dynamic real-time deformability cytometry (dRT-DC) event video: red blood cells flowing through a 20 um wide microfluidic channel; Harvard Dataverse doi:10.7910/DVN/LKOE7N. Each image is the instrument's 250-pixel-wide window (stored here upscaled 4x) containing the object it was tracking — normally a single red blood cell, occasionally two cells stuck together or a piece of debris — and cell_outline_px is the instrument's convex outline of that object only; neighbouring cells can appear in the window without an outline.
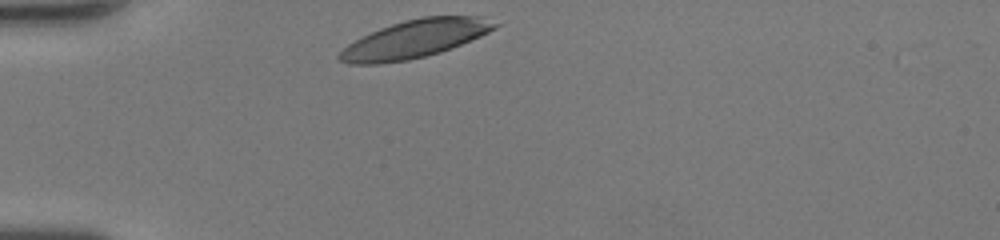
{"species": "human", "species_latin": "Homo sapiens", "temperature_condition": "room temperature", "stored_images_in_passage": 28, "camera_frame_rate_fps": 3000, "um_per_image_px": 0.085, "donor": {"sex": "female"}, "frame": {"image": 1, "passage_image": 1, "time_ms": 0.0, "image_size_px": [1000, 240], "cell_outline_px": [[500, 24], [496, 28], [480, 36], [440, 52], [408, 60], [380, 64], [348, 64], [340, 60], [336, 56], [348, 44], [380, 28], [404, 20], [424, 16], [476, 16]], "centroid_in_image_um": [35.23, 3.32], "position_along_channel_um": 49.8, "area_um2": 33.81}}
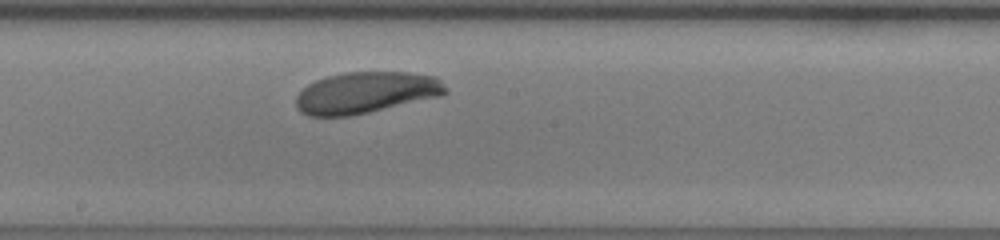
{"frame": {"image": 2, "passage_image": 15, "time_ms": 4.667, "image_size_px": [1000, 240], "cell_outline_px": [[448, 92], [444, 96], [368, 112], [348, 116], [308, 116], [300, 112], [296, 108], [296, 96], [308, 84], [316, 80], [328, 76], [344, 72], [408, 72], [436, 76], [448, 88]], "centroid_in_image_um": [31.14, 7.87], "position_along_channel_um": 217.1, "area_um2": 36.36}}
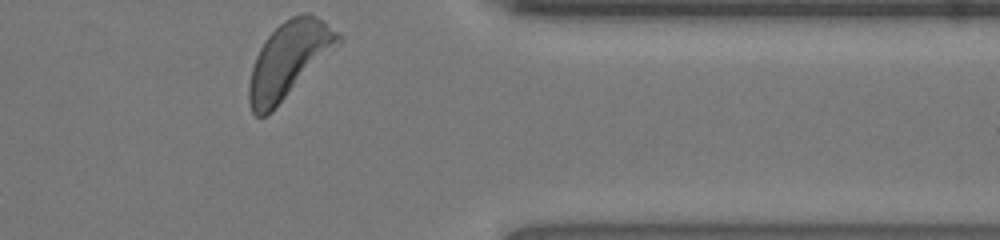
{"frame": {"image": 3, "passage_image": 28, "time_ms": 9.0, "image_size_px": [1000, 240], "cell_outline_px": [[344, 40], [272, 112], [264, 116], [256, 116], [252, 112], [248, 100], [248, 84], [252, 68], [256, 56], [264, 40], [284, 20], [292, 16], [304, 12], [308, 12], [320, 20], [336, 32]], "centroid_in_image_um": [24.53, 5.11], "position_along_channel_um": 386.9, "area_um2": 39.02}, "authors_computed_cell_mechanics": {"area_um2": 35.836, "velocity_mm_per_s": 4.1498, "shape_relaxation_time_tau1_ms": 1.2071, "shape_relaxation_time_tau2_ms": null, "deformation_change_tau1": 0.084, "deformation_change_tau2": null}}